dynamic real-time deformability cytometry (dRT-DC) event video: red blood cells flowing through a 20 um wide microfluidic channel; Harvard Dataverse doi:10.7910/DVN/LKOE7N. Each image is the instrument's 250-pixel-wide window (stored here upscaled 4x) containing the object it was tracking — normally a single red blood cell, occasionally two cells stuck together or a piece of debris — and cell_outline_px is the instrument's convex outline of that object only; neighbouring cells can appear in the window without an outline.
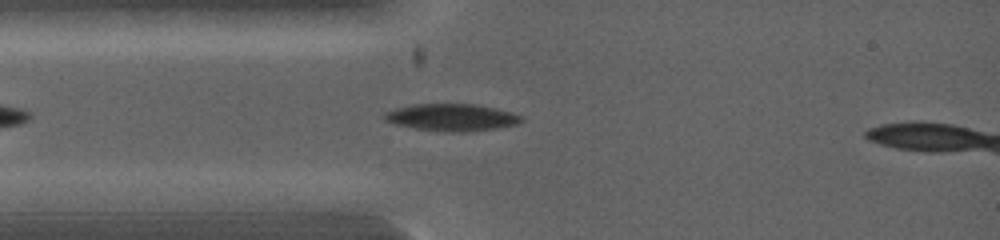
{"species": "common noctule bat (a hibernating species)", "species_latin": "Nyctalus noctula", "temperature_condition": "warm", "stored_images_in_passage": 10, "camera_frame_rate_fps": 5000, "um_per_image_px": 0.085, "animal": {"sex": "female", "body_mass_g": 19.0, "forearm_length_mm": 53.3}, "frame": {"image": 1, "passage_image": 8, "time_ms": 1.4, "image_size_px": [1000, 240], "cell_outline_px": [[524, 120], [516, 124], [496, 128], [460, 132], [416, 128], [396, 124], [384, 120], [384, 112], [396, 108], [412, 104], [476, 104], [496, 108], [512, 112], [524, 116]], "centroid_in_image_um": [38.42, 9.95], "position_along_channel_um": 46.6, "area_um2": 21.39}}